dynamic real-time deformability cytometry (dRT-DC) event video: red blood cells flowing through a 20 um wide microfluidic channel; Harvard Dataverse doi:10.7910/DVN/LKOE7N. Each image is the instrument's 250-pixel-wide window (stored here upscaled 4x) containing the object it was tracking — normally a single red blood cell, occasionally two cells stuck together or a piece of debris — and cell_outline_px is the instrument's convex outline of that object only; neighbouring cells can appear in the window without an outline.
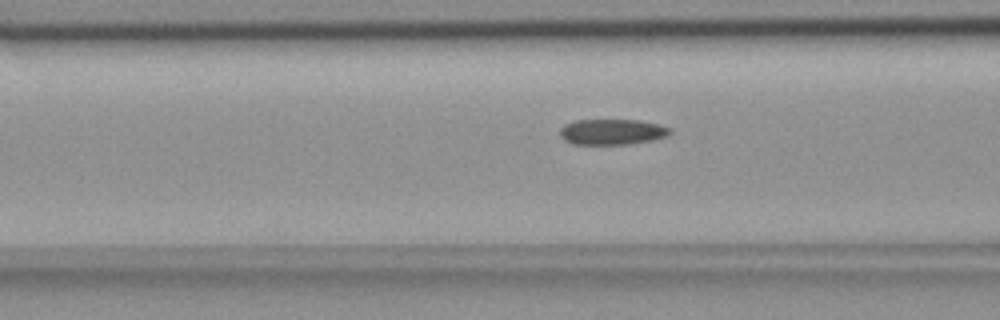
{"species": "common noctule bat (a hibernating species)", "species_latin": "Nyctalus noctula", "temperature_condition": "room temperature", "stored_images_in_passage": 50, "camera_frame_rate_fps": 3000, "um_per_image_px": 0.085, "animal": {"sex": "female", "body_mass_g": 18.4}, "frame": {"image": 1, "passage_image": 16, "time_ms": 5.0, "image_size_px": [1000, 320], "cell_outline_px": [[672, 132], [668, 136], [652, 140], [628, 144], [572, 144], [564, 140], [560, 136], [560, 128], [564, 124], [576, 120], [640, 120], [660, 124], [672, 128]], "centroid_in_image_um": [52.05, 11.2], "position_along_channel_um": 114.6, "area_um2": 16.65}}
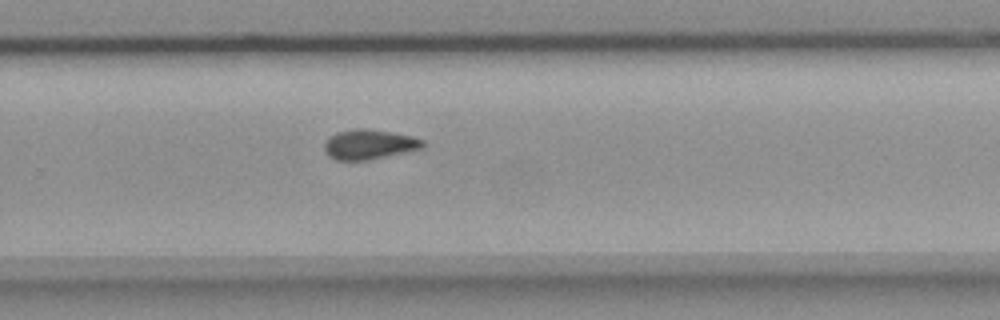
{"frame": {"image": 2, "passage_image": 31, "time_ms": 10.0, "image_size_px": [1000, 320], "cell_outline_px": [[424, 144], [420, 148], [404, 152], [368, 160], [336, 160], [328, 156], [324, 152], [324, 144], [336, 132], [356, 128], [368, 128], [392, 132], [412, 136], [424, 140]], "centroid_in_image_um": [31.35, 12.26], "position_along_channel_um": 298.5, "area_um2": 16.99}}
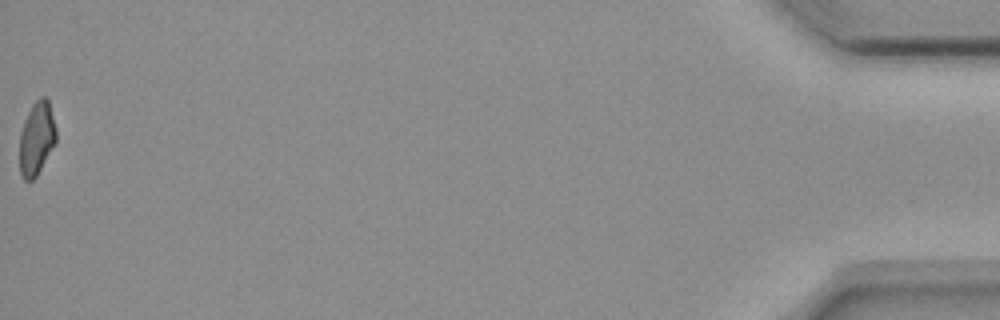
{"frame": {"image": 3, "passage_image": 50, "time_ms": 16.333, "image_size_px": [1000, 320], "cell_outline_px": [[56, 144], [36, 176], [32, 180], [24, 180], [20, 172], [20, 132], [24, 120], [32, 104], [40, 96], [44, 96], [48, 100], [56, 128]], "centroid_in_image_um": [3.12, 11.76], "position_along_channel_um": 432.1, "area_um2": 15.66}, "authors_computed_cell_mechanics": {"area_um2": 16.9065, "velocity_mm_per_s": 3.6897, "shape_relaxation_time_tau1_ms": null, "shape_relaxation_time_tau2_ms": 3.86, "deformation_change_tau1": null, "deformation_change_tau2": 0.09}}